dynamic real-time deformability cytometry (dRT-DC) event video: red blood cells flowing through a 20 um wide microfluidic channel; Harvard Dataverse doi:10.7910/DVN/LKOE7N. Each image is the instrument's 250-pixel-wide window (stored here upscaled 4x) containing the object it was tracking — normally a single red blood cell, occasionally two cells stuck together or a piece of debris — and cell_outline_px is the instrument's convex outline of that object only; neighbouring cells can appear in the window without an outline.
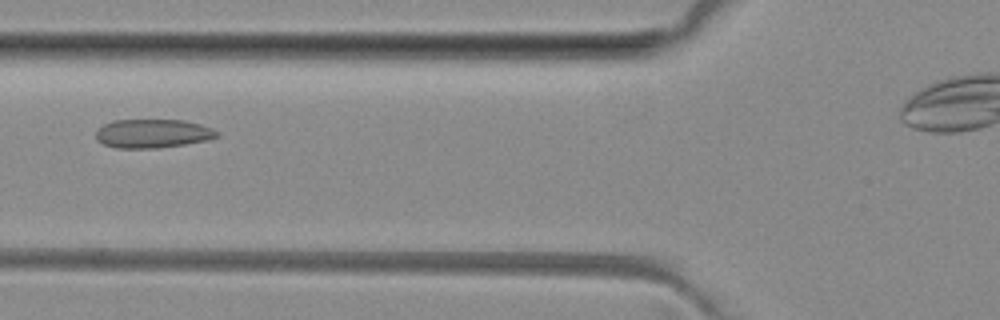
{"species": "common noctule bat (a hibernating species)", "species_latin": "Nyctalus noctula", "temperature_condition": "room temperature", "stored_images_in_passage": 4, "camera_frame_rate_fps": 3000, "um_per_image_px": 0.085, "animal": {"sex": "female", "body_mass_g": 29.2, "forearm_length_mm": 56.3}, "frame": {"image": 1, "passage_image": 4, "time_ms": 3.333, "image_size_px": [1000, 320], "cell_outline_px": [[220, 136], [208, 140], [184, 144], [156, 148], [116, 148], [104, 144], [96, 140], [96, 132], [104, 124], [112, 120], [184, 120], [200, 124], [212, 128], [220, 132]], "centroid_in_image_um": [13.0, 11.35], "position_along_channel_um": 112.8, "area_um2": 20.35}}